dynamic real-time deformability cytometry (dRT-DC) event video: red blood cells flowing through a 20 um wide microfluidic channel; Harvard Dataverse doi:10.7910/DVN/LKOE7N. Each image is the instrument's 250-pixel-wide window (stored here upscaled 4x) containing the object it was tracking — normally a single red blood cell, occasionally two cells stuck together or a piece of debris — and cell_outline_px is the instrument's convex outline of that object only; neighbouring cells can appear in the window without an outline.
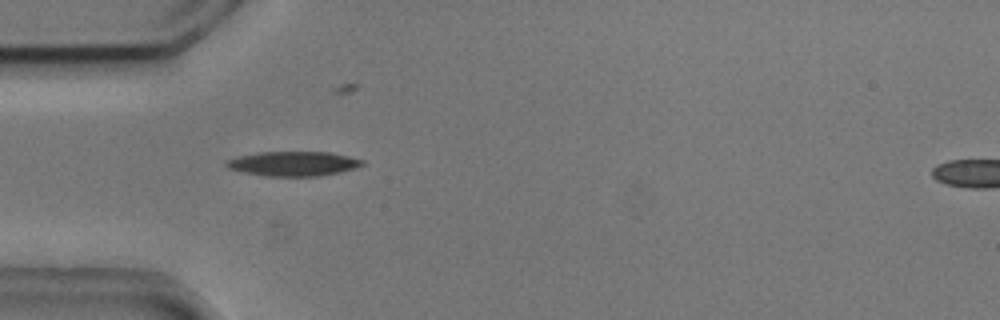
{"species": "common noctule bat (a hibernating species)", "species_latin": "Nyctalus noctula", "temperature_condition": "cold", "stored_images_in_passage": 7, "camera_frame_rate_fps": 3000, "um_per_image_px": 0.085, "animal": {"sex": "male", "body_mass_g": 20.5, "forearm_length_mm": 52.5}, "frame": {"image": 1, "passage_image": 1, "time_ms": 0.0, "image_size_px": [1000, 320], "cell_outline_px": [[364, 164], [356, 168], [340, 172], [320, 176], [264, 176], [244, 172], [228, 168], [224, 164], [228, 160], [236, 156], [260, 152], [332, 152], [364, 160]], "centroid_in_image_um": [24.94, 13.91], "position_along_channel_um": 60.1, "area_um2": 19.54}}
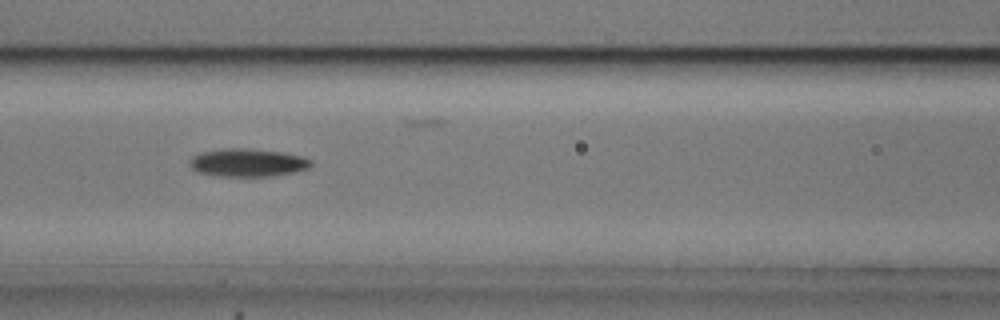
{"frame": {"image": 2, "passage_image": 3, "time_ms": 0.667, "image_size_px": [1000, 320], "cell_outline_px": [[312, 164], [308, 168], [296, 172], [272, 176], [212, 176], [200, 172], [192, 168], [188, 160], [192, 156], [200, 152], [228, 148], [244, 148], [284, 152], [304, 156], [312, 160]], "centroid_in_image_um": [21.07, 13.82], "position_along_channel_um": 145.5, "area_um2": 20.0}}